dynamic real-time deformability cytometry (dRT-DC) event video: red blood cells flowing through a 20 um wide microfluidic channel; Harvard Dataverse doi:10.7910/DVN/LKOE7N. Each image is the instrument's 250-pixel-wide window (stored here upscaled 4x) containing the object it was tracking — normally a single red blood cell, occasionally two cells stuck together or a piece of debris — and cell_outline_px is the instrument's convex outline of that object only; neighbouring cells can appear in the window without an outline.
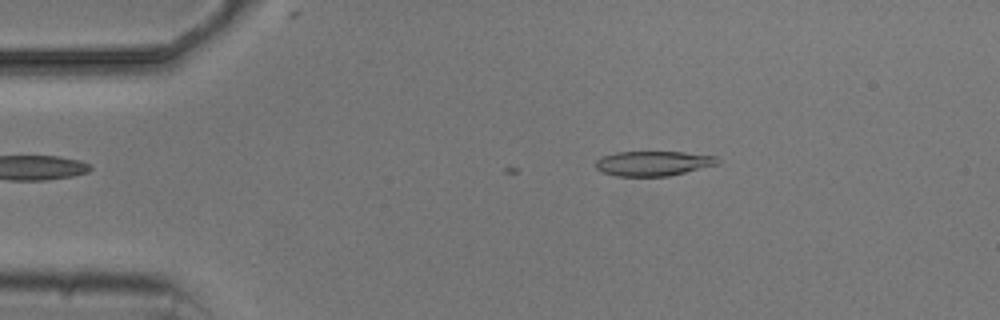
{"species": "common noctule bat (a hibernating species)", "species_latin": "Nyctalus noctula", "temperature_condition": "cold", "stored_images_in_passage": 2, "camera_frame_rate_fps": 3000, "um_per_image_px": 0.085, "animal": {"sex": "male", "body_mass_g": 20.5, "forearm_length_mm": 52.5}, "frame": {"image": 1, "passage_image": 2, "time_ms": 1.0, "image_size_px": [1000, 320], "cell_outline_px": [[720, 164], [668, 176], [616, 176], [600, 172], [596, 168], [596, 160], [604, 156], [616, 152], [684, 152], [716, 156], [720, 160]], "centroid_in_image_um": [55.54, 13.89], "position_along_channel_um": 29.5, "area_um2": 17.69}}